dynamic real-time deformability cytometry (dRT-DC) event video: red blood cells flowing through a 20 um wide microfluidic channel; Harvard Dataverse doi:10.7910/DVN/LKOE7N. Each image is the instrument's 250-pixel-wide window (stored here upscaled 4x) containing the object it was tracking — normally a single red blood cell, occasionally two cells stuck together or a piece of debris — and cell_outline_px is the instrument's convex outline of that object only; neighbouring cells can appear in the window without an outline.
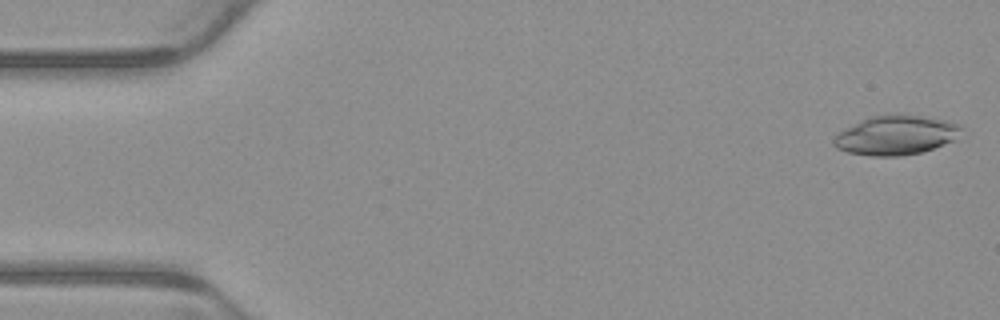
{"species": "common noctule bat (a hibernating species)", "species_latin": "Nyctalus noctula", "temperature_condition": "warm", "stored_images_in_passage": 5, "camera_frame_rate_fps": 3000, "um_per_image_px": 0.085, "animal": {"sex": "male", "body_mass_g": 23.1, "forearm_length_mm": 52.7}, "frame": {"image": 1, "passage_image": 1, "time_ms": 0.0, "image_size_px": [1000, 320], "cell_outline_px": [[964, 128], [956, 140], [920, 152], [900, 156], [872, 156], [848, 152], [836, 148], [832, 144], [832, 140], [840, 132], [860, 120], [872, 116], [920, 116], [948, 120], [960, 124]], "centroid_in_image_um": [76.19, 11.51], "position_along_channel_um": 8.8, "area_um2": 28.84}}
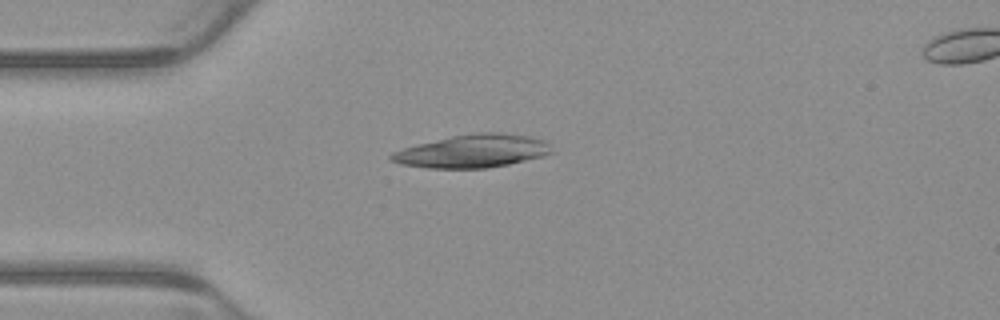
{"frame": {"image": 2, "passage_image": 4, "time_ms": 1.0, "image_size_px": [1000, 320], "cell_outline_px": [[552, 152], [544, 156], [508, 164], [488, 168], [428, 168], [400, 164], [392, 160], [388, 156], [392, 152], [416, 144], [452, 136], [476, 132], [496, 132], [528, 136], [544, 140], [548, 144]], "centroid_in_image_um": [40.15, 12.85], "position_along_channel_um": 44.8, "area_um2": 30.69}}